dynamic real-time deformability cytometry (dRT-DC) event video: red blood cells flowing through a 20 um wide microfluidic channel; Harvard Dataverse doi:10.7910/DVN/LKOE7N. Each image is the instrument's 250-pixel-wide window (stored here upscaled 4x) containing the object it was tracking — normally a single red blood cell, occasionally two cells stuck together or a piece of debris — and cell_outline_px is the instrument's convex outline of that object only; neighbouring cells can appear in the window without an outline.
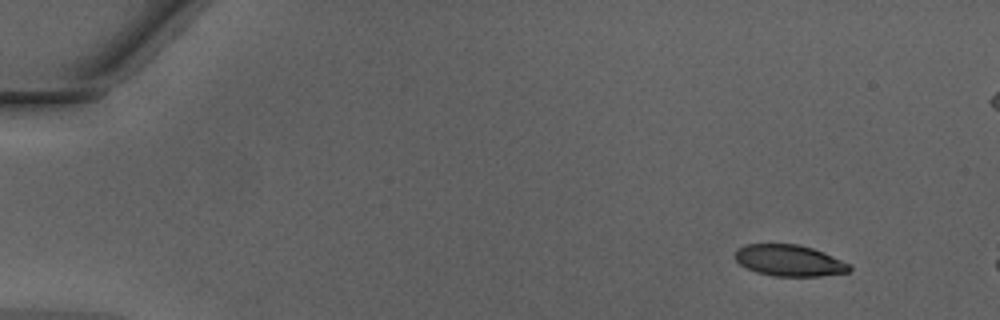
{"species": "Egyptian fruit bat (a non-hibernating species)", "species_latin": "Rousettus aegyptiacus", "temperature_condition": "warm", "stored_images_in_passage": 6, "camera_frame_rate_fps": 3000, "um_per_image_px": 0.085, "animal": {"sex": "male"}, "frame": {"image": 1, "passage_image": 1, "time_ms": 0.0, "image_size_px": [1000, 320], "cell_outline_px": [[852, 268], [848, 272], [820, 276], [776, 276], [756, 272], [740, 264], [736, 260], [736, 248], [744, 244], [800, 244], [824, 252], [852, 264]], "centroid_in_image_um": [67.12, 22.13], "position_along_channel_um": 17.9, "area_um2": 20.98}}